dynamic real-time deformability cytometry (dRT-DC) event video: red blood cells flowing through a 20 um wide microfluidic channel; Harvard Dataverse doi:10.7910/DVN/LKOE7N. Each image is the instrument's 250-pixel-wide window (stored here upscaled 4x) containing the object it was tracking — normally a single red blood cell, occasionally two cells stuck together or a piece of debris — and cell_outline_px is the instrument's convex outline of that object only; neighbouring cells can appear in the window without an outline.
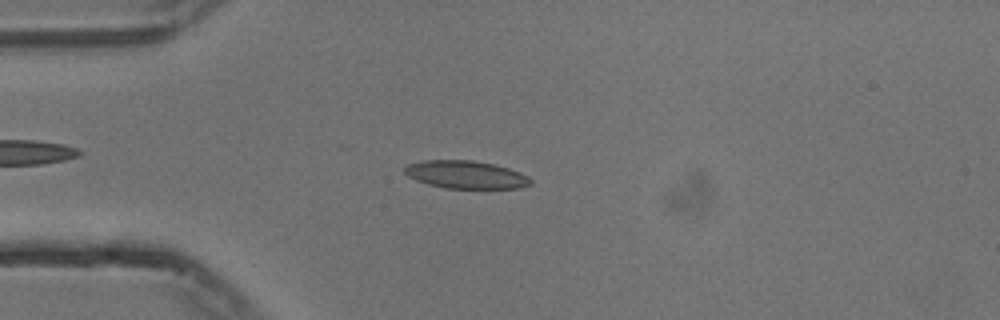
{"species": "common noctule bat (a hibernating species)", "species_latin": "Nyctalus noctula", "temperature_condition": "cold", "stored_images_in_passage": 53, "camera_frame_rate_fps": 3000, "um_per_image_px": 0.085, "animal": {"sex": "male", "body_mass_g": 13.3}, "frame": {"image": 1, "passage_image": 13, "time_ms": 4.0, "image_size_px": [1000, 320], "cell_outline_px": [[532, 184], [520, 188], [444, 188], [428, 184], [416, 180], [408, 176], [404, 172], [404, 168], [408, 164], [424, 160], [472, 160], [492, 164], [508, 168], [528, 176], [532, 180]], "centroid_in_image_um": [39.59, 14.85], "position_along_channel_um": 45.4, "area_um2": 20.35}}
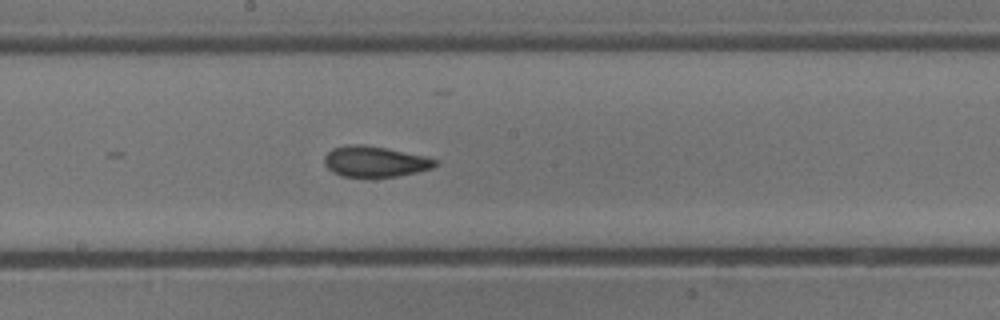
{"frame": {"image": 2, "passage_image": 28, "time_ms": 9.0, "image_size_px": [1000, 320], "cell_outline_px": [[436, 164], [432, 168], [416, 172], [396, 176], [344, 176], [332, 172], [324, 164], [324, 156], [332, 148], [344, 144], [364, 144], [424, 156], [436, 160]], "centroid_in_image_um": [31.8, 13.71], "position_along_channel_um": 216.4, "area_um2": 19.54}}
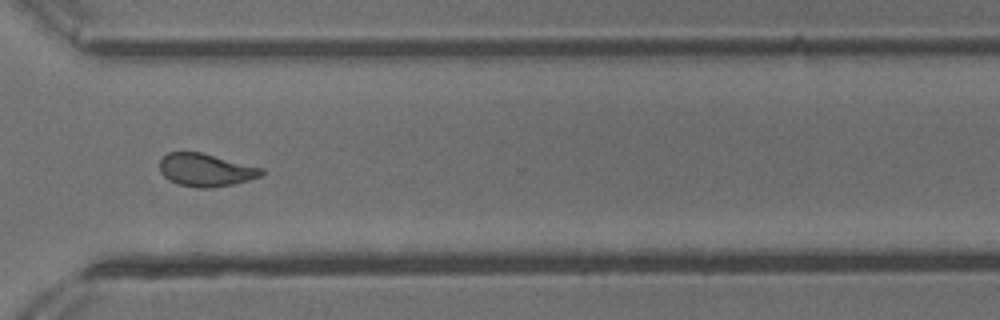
{"frame": {"image": 3, "passage_image": 39, "time_ms": 12.667, "image_size_px": [1000, 320], "cell_outline_px": [[264, 172], [260, 176], [248, 180], [232, 184], [212, 188], [196, 188], [180, 184], [168, 180], [160, 172], [160, 160], [168, 152], [200, 152], [264, 168]], "centroid_in_image_um": [17.48, 14.45], "position_along_channel_um": 353.1, "area_um2": 19.42}, "authors_computed_cell_mechanics": {"area_um2": 20.1144, "velocity_mm_per_s": 3.7385, "shape_relaxation_time_tau1_ms": 10.3987, "shape_relaxation_time_tau2_ms": 1.8705, "deformation_change_tau1": 0.2106, "deformation_change_tau2": 0.0814}}